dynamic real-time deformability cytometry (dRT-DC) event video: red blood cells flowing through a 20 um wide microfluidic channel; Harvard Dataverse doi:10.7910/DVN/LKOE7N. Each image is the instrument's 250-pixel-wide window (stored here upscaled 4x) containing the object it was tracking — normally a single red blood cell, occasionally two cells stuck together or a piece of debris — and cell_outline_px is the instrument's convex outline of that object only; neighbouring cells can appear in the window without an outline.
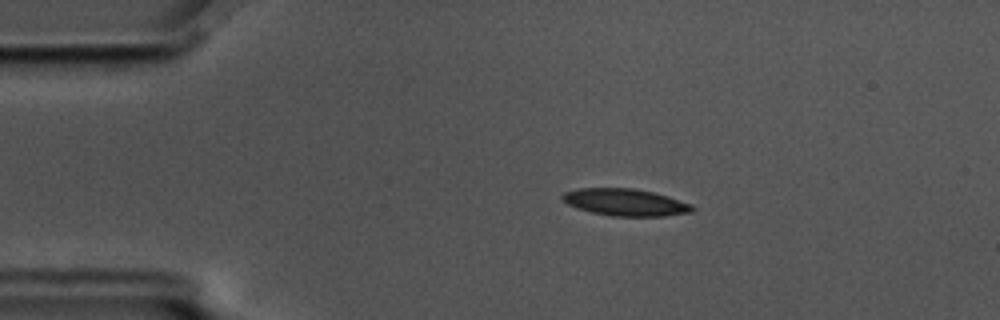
{"species": "common noctule bat (a hibernating species)", "species_latin": "Nyctalus noctula", "temperature_condition": "cold", "stored_images_in_passage": 57, "camera_frame_rate_fps": 3000, "um_per_image_px": 0.085, "animal": {"sex": "male", "body_mass_g": 17.5, "forearm_length_mm": 52.3}, "frame": {"image": 1, "passage_image": 11, "time_ms": 3.333, "image_size_px": [1000, 320], "cell_outline_px": [[696, 208], [692, 212], [664, 216], [612, 216], [592, 212], [576, 208], [568, 204], [560, 196], [564, 192], [576, 188], [632, 188], [652, 192], [668, 196], [692, 204]], "centroid_in_image_um": [53.16, 17.19], "position_along_channel_um": 31.8, "area_um2": 20.52}}
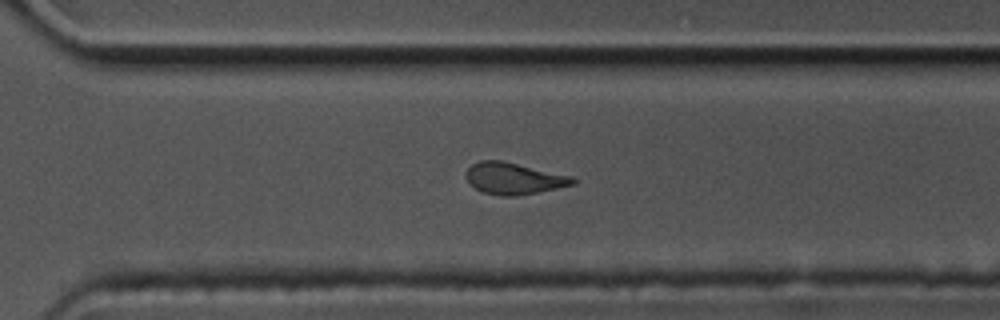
{"frame": {"image": 2, "passage_image": 40, "time_ms": 13.0, "image_size_px": [1000, 320], "cell_outline_px": [[576, 184], [516, 196], [500, 196], [484, 192], [476, 188], [464, 176], [464, 172], [472, 164], [480, 160], [500, 160], [572, 176], [576, 180]], "centroid_in_image_um": [43.65, 15.16], "position_along_channel_um": 326.9, "area_um2": 19.48}}
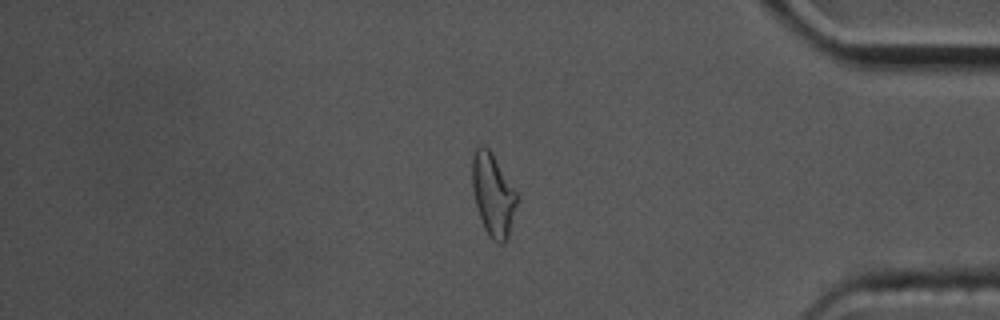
{"frame": {"image": 3, "passage_image": 48, "time_ms": 15.667, "image_size_px": [1000, 320], "cell_outline_px": [[520, 196], [508, 236], [504, 244], [500, 244], [492, 240], [484, 228], [476, 204], [472, 188], [472, 156], [476, 148], [480, 144], [484, 144], [492, 152]], "centroid_in_image_um": [41.93, 16.53], "position_along_channel_um": 393.3, "area_um2": 21.85}, "authors_computed_cell_mechanics": {"area_um2": 20.2878, "velocity_mm_per_s": 3.5087, "shape_relaxation_time_tau1_ms": 3.5756, "shape_relaxation_time_tau2_ms": 2.1863, "deformation_change_tau1": 0.1479, "deformation_change_tau2": 0.0977}}